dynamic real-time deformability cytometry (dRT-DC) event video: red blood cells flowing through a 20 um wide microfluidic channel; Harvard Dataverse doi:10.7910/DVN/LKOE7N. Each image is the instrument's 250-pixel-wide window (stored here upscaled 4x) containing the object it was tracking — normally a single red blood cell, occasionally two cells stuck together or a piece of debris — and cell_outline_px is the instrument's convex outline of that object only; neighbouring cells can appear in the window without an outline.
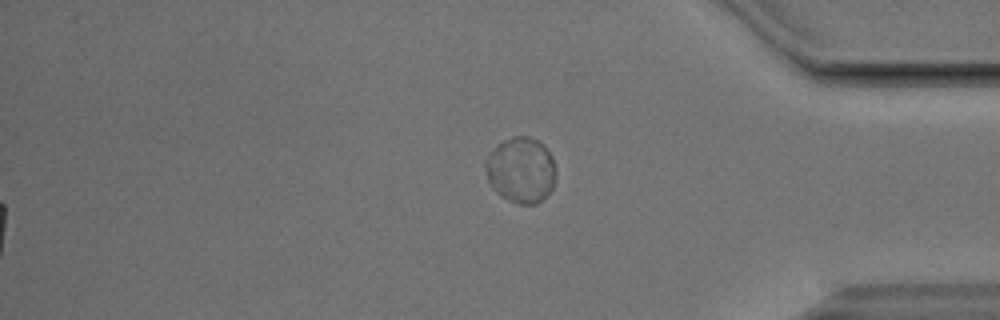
{"species": "Egyptian fruit bat (a non-hibernating species)", "species_latin": "Rousettus aegyptiacus", "temperature_condition": "cold", "stored_images_in_passage": 43, "segment_of_instrument_passage": [2, 2], "camera_frame_rate_fps": 3000, "um_per_image_px": 0.085, "animal": {"sex": "male"}, "frame": {"image": 1, "passage_image": 43, "time_ms": 14.0, "image_size_px": [1000, 320], "cell_outline_px": [[556, 176], [552, 188], [536, 204], [520, 204], [500, 196], [496, 192], [488, 180], [484, 168], [484, 164], [496, 144], [512, 136], [528, 136], [536, 140], [552, 156], [556, 168]], "centroid_in_image_um": [44.27, 14.45], "position_along_channel_um": 390.9, "area_um2": 26.76}}